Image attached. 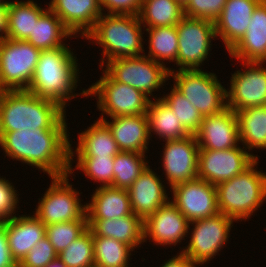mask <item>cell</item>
<instances>
[{
  "label": "cell",
  "instance_id": "cell-11",
  "mask_svg": "<svg viewBox=\"0 0 266 267\" xmlns=\"http://www.w3.org/2000/svg\"><path fill=\"white\" fill-rule=\"evenodd\" d=\"M176 29L179 70H198L209 54L211 39L216 37L215 22L184 16Z\"/></svg>",
  "mask_w": 266,
  "mask_h": 267
},
{
  "label": "cell",
  "instance_id": "cell-16",
  "mask_svg": "<svg viewBox=\"0 0 266 267\" xmlns=\"http://www.w3.org/2000/svg\"><path fill=\"white\" fill-rule=\"evenodd\" d=\"M163 167L171 188L198 178L199 146L195 135L167 140Z\"/></svg>",
  "mask_w": 266,
  "mask_h": 267
},
{
  "label": "cell",
  "instance_id": "cell-39",
  "mask_svg": "<svg viewBox=\"0 0 266 267\" xmlns=\"http://www.w3.org/2000/svg\"><path fill=\"white\" fill-rule=\"evenodd\" d=\"M79 168L93 180L102 182V186H113L114 157H78Z\"/></svg>",
  "mask_w": 266,
  "mask_h": 267
},
{
  "label": "cell",
  "instance_id": "cell-29",
  "mask_svg": "<svg viewBox=\"0 0 266 267\" xmlns=\"http://www.w3.org/2000/svg\"><path fill=\"white\" fill-rule=\"evenodd\" d=\"M71 35L61 19L48 8L34 24L32 36L27 41L42 51L65 46L61 39Z\"/></svg>",
  "mask_w": 266,
  "mask_h": 267
},
{
  "label": "cell",
  "instance_id": "cell-49",
  "mask_svg": "<svg viewBox=\"0 0 266 267\" xmlns=\"http://www.w3.org/2000/svg\"><path fill=\"white\" fill-rule=\"evenodd\" d=\"M4 89L2 88L1 84H0V98L2 97V94L4 93Z\"/></svg>",
  "mask_w": 266,
  "mask_h": 267
},
{
  "label": "cell",
  "instance_id": "cell-52",
  "mask_svg": "<svg viewBox=\"0 0 266 267\" xmlns=\"http://www.w3.org/2000/svg\"><path fill=\"white\" fill-rule=\"evenodd\" d=\"M0 3H8V2H6V1L4 2L3 0H0Z\"/></svg>",
  "mask_w": 266,
  "mask_h": 267
},
{
  "label": "cell",
  "instance_id": "cell-8",
  "mask_svg": "<svg viewBox=\"0 0 266 267\" xmlns=\"http://www.w3.org/2000/svg\"><path fill=\"white\" fill-rule=\"evenodd\" d=\"M98 93V95H97ZM97 95L98 107L111 118L146 114L150 99L134 87L114 81L105 71L82 95Z\"/></svg>",
  "mask_w": 266,
  "mask_h": 267
},
{
  "label": "cell",
  "instance_id": "cell-35",
  "mask_svg": "<svg viewBox=\"0 0 266 267\" xmlns=\"http://www.w3.org/2000/svg\"><path fill=\"white\" fill-rule=\"evenodd\" d=\"M144 154L120 151L114 157L113 187L128 190L148 166Z\"/></svg>",
  "mask_w": 266,
  "mask_h": 267
},
{
  "label": "cell",
  "instance_id": "cell-5",
  "mask_svg": "<svg viewBox=\"0 0 266 267\" xmlns=\"http://www.w3.org/2000/svg\"><path fill=\"white\" fill-rule=\"evenodd\" d=\"M141 22L138 15L107 14L100 16L85 36L100 44L108 61L140 56L143 52Z\"/></svg>",
  "mask_w": 266,
  "mask_h": 267
},
{
  "label": "cell",
  "instance_id": "cell-12",
  "mask_svg": "<svg viewBox=\"0 0 266 267\" xmlns=\"http://www.w3.org/2000/svg\"><path fill=\"white\" fill-rule=\"evenodd\" d=\"M233 218L218 213L215 216L193 221L195 223L190 243L181 251L195 264L212 259L229 238Z\"/></svg>",
  "mask_w": 266,
  "mask_h": 267
},
{
  "label": "cell",
  "instance_id": "cell-22",
  "mask_svg": "<svg viewBox=\"0 0 266 267\" xmlns=\"http://www.w3.org/2000/svg\"><path fill=\"white\" fill-rule=\"evenodd\" d=\"M229 54L243 62L266 61V0L257 5L246 33L229 50Z\"/></svg>",
  "mask_w": 266,
  "mask_h": 267
},
{
  "label": "cell",
  "instance_id": "cell-14",
  "mask_svg": "<svg viewBox=\"0 0 266 267\" xmlns=\"http://www.w3.org/2000/svg\"><path fill=\"white\" fill-rule=\"evenodd\" d=\"M172 190L171 202L190 223L219 213L216 185L196 178L175 185Z\"/></svg>",
  "mask_w": 266,
  "mask_h": 267
},
{
  "label": "cell",
  "instance_id": "cell-51",
  "mask_svg": "<svg viewBox=\"0 0 266 267\" xmlns=\"http://www.w3.org/2000/svg\"><path fill=\"white\" fill-rule=\"evenodd\" d=\"M90 267H101V266H98V265L94 264L93 266H90Z\"/></svg>",
  "mask_w": 266,
  "mask_h": 267
},
{
  "label": "cell",
  "instance_id": "cell-40",
  "mask_svg": "<svg viewBox=\"0 0 266 267\" xmlns=\"http://www.w3.org/2000/svg\"><path fill=\"white\" fill-rule=\"evenodd\" d=\"M226 2L227 0H189L184 6V15L215 22Z\"/></svg>",
  "mask_w": 266,
  "mask_h": 267
},
{
  "label": "cell",
  "instance_id": "cell-28",
  "mask_svg": "<svg viewBox=\"0 0 266 267\" xmlns=\"http://www.w3.org/2000/svg\"><path fill=\"white\" fill-rule=\"evenodd\" d=\"M45 11L31 0L8 2L6 38L27 41L32 36L34 24Z\"/></svg>",
  "mask_w": 266,
  "mask_h": 267
},
{
  "label": "cell",
  "instance_id": "cell-10",
  "mask_svg": "<svg viewBox=\"0 0 266 267\" xmlns=\"http://www.w3.org/2000/svg\"><path fill=\"white\" fill-rule=\"evenodd\" d=\"M68 174L53 176L52 185L38 203L35 216L46 226L74 220H87L86 205L80 204L78 192L68 184Z\"/></svg>",
  "mask_w": 266,
  "mask_h": 267
},
{
  "label": "cell",
  "instance_id": "cell-9",
  "mask_svg": "<svg viewBox=\"0 0 266 267\" xmlns=\"http://www.w3.org/2000/svg\"><path fill=\"white\" fill-rule=\"evenodd\" d=\"M105 72L114 81L130 85L145 96L152 95V91L160 88L170 76L163 62L157 63L145 55L108 61Z\"/></svg>",
  "mask_w": 266,
  "mask_h": 267
},
{
  "label": "cell",
  "instance_id": "cell-48",
  "mask_svg": "<svg viewBox=\"0 0 266 267\" xmlns=\"http://www.w3.org/2000/svg\"><path fill=\"white\" fill-rule=\"evenodd\" d=\"M176 1L179 2L184 7L189 0H176Z\"/></svg>",
  "mask_w": 266,
  "mask_h": 267
},
{
  "label": "cell",
  "instance_id": "cell-41",
  "mask_svg": "<svg viewBox=\"0 0 266 267\" xmlns=\"http://www.w3.org/2000/svg\"><path fill=\"white\" fill-rule=\"evenodd\" d=\"M57 258L58 253L45 236L31 248L20 263L26 267H45Z\"/></svg>",
  "mask_w": 266,
  "mask_h": 267
},
{
  "label": "cell",
  "instance_id": "cell-24",
  "mask_svg": "<svg viewBox=\"0 0 266 267\" xmlns=\"http://www.w3.org/2000/svg\"><path fill=\"white\" fill-rule=\"evenodd\" d=\"M112 122L103 121L113 134L119 151L145 153L150 137L146 114L113 117Z\"/></svg>",
  "mask_w": 266,
  "mask_h": 267
},
{
  "label": "cell",
  "instance_id": "cell-43",
  "mask_svg": "<svg viewBox=\"0 0 266 267\" xmlns=\"http://www.w3.org/2000/svg\"><path fill=\"white\" fill-rule=\"evenodd\" d=\"M143 0H99L101 9L107 8L109 14L139 15Z\"/></svg>",
  "mask_w": 266,
  "mask_h": 267
},
{
  "label": "cell",
  "instance_id": "cell-7",
  "mask_svg": "<svg viewBox=\"0 0 266 267\" xmlns=\"http://www.w3.org/2000/svg\"><path fill=\"white\" fill-rule=\"evenodd\" d=\"M41 50L24 40L0 41V84L5 91L28 90Z\"/></svg>",
  "mask_w": 266,
  "mask_h": 267
},
{
  "label": "cell",
  "instance_id": "cell-32",
  "mask_svg": "<svg viewBox=\"0 0 266 267\" xmlns=\"http://www.w3.org/2000/svg\"><path fill=\"white\" fill-rule=\"evenodd\" d=\"M141 24L149 28L176 26L184 15V7L176 0H143L139 13Z\"/></svg>",
  "mask_w": 266,
  "mask_h": 267
},
{
  "label": "cell",
  "instance_id": "cell-2",
  "mask_svg": "<svg viewBox=\"0 0 266 267\" xmlns=\"http://www.w3.org/2000/svg\"><path fill=\"white\" fill-rule=\"evenodd\" d=\"M64 108L27 90L4 91L0 98V131L67 128Z\"/></svg>",
  "mask_w": 266,
  "mask_h": 267
},
{
  "label": "cell",
  "instance_id": "cell-30",
  "mask_svg": "<svg viewBox=\"0 0 266 267\" xmlns=\"http://www.w3.org/2000/svg\"><path fill=\"white\" fill-rule=\"evenodd\" d=\"M146 116L149 133L155 131L159 137L166 141L191 135L179 122L174 111L161 98L155 102L150 100Z\"/></svg>",
  "mask_w": 266,
  "mask_h": 267
},
{
  "label": "cell",
  "instance_id": "cell-34",
  "mask_svg": "<svg viewBox=\"0 0 266 267\" xmlns=\"http://www.w3.org/2000/svg\"><path fill=\"white\" fill-rule=\"evenodd\" d=\"M94 264L101 267H128L133 248L110 237L93 236Z\"/></svg>",
  "mask_w": 266,
  "mask_h": 267
},
{
  "label": "cell",
  "instance_id": "cell-44",
  "mask_svg": "<svg viewBox=\"0 0 266 267\" xmlns=\"http://www.w3.org/2000/svg\"><path fill=\"white\" fill-rule=\"evenodd\" d=\"M16 264L9 250L4 224L0 223V267H14Z\"/></svg>",
  "mask_w": 266,
  "mask_h": 267
},
{
  "label": "cell",
  "instance_id": "cell-36",
  "mask_svg": "<svg viewBox=\"0 0 266 267\" xmlns=\"http://www.w3.org/2000/svg\"><path fill=\"white\" fill-rule=\"evenodd\" d=\"M161 99L174 111L179 122L191 135L199 131L203 116L179 90L173 86L170 95Z\"/></svg>",
  "mask_w": 266,
  "mask_h": 267
},
{
  "label": "cell",
  "instance_id": "cell-6",
  "mask_svg": "<svg viewBox=\"0 0 266 267\" xmlns=\"http://www.w3.org/2000/svg\"><path fill=\"white\" fill-rule=\"evenodd\" d=\"M170 76L176 81L174 87L195 106L201 115L217 114L227 108L226 89L213 73L198 70H179ZM226 99V101H225Z\"/></svg>",
  "mask_w": 266,
  "mask_h": 267
},
{
  "label": "cell",
  "instance_id": "cell-26",
  "mask_svg": "<svg viewBox=\"0 0 266 267\" xmlns=\"http://www.w3.org/2000/svg\"><path fill=\"white\" fill-rule=\"evenodd\" d=\"M86 204L87 219H115L132 215L128 191L113 186H101Z\"/></svg>",
  "mask_w": 266,
  "mask_h": 267
},
{
  "label": "cell",
  "instance_id": "cell-50",
  "mask_svg": "<svg viewBox=\"0 0 266 267\" xmlns=\"http://www.w3.org/2000/svg\"><path fill=\"white\" fill-rule=\"evenodd\" d=\"M14 267H26V266L22 265L21 263H17Z\"/></svg>",
  "mask_w": 266,
  "mask_h": 267
},
{
  "label": "cell",
  "instance_id": "cell-20",
  "mask_svg": "<svg viewBox=\"0 0 266 267\" xmlns=\"http://www.w3.org/2000/svg\"><path fill=\"white\" fill-rule=\"evenodd\" d=\"M262 0H227L215 21V34L229 51L246 33L251 16Z\"/></svg>",
  "mask_w": 266,
  "mask_h": 267
},
{
  "label": "cell",
  "instance_id": "cell-23",
  "mask_svg": "<svg viewBox=\"0 0 266 267\" xmlns=\"http://www.w3.org/2000/svg\"><path fill=\"white\" fill-rule=\"evenodd\" d=\"M2 223L6 230L9 250L16 263H20L31 248L45 237L46 226L34 215L15 216Z\"/></svg>",
  "mask_w": 266,
  "mask_h": 267
},
{
  "label": "cell",
  "instance_id": "cell-37",
  "mask_svg": "<svg viewBox=\"0 0 266 267\" xmlns=\"http://www.w3.org/2000/svg\"><path fill=\"white\" fill-rule=\"evenodd\" d=\"M58 258L67 267H90L94 265V246L91 230L88 228L81 236L75 239Z\"/></svg>",
  "mask_w": 266,
  "mask_h": 267
},
{
  "label": "cell",
  "instance_id": "cell-21",
  "mask_svg": "<svg viewBox=\"0 0 266 267\" xmlns=\"http://www.w3.org/2000/svg\"><path fill=\"white\" fill-rule=\"evenodd\" d=\"M49 9L73 34L81 31L85 37L102 14L99 0H52Z\"/></svg>",
  "mask_w": 266,
  "mask_h": 267
},
{
  "label": "cell",
  "instance_id": "cell-4",
  "mask_svg": "<svg viewBox=\"0 0 266 267\" xmlns=\"http://www.w3.org/2000/svg\"><path fill=\"white\" fill-rule=\"evenodd\" d=\"M257 160L243 172L216 185L219 213L242 221L266 199V174L254 169Z\"/></svg>",
  "mask_w": 266,
  "mask_h": 267
},
{
  "label": "cell",
  "instance_id": "cell-33",
  "mask_svg": "<svg viewBox=\"0 0 266 267\" xmlns=\"http://www.w3.org/2000/svg\"><path fill=\"white\" fill-rule=\"evenodd\" d=\"M149 33V54L147 57L157 63L159 60L176 61L178 56V32L176 26L146 28Z\"/></svg>",
  "mask_w": 266,
  "mask_h": 267
},
{
  "label": "cell",
  "instance_id": "cell-27",
  "mask_svg": "<svg viewBox=\"0 0 266 267\" xmlns=\"http://www.w3.org/2000/svg\"><path fill=\"white\" fill-rule=\"evenodd\" d=\"M119 152L111 130L101 120L79 134L77 157H115Z\"/></svg>",
  "mask_w": 266,
  "mask_h": 267
},
{
  "label": "cell",
  "instance_id": "cell-46",
  "mask_svg": "<svg viewBox=\"0 0 266 267\" xmlns=\"http://www.w3.org/2000/svg\"><path fill=\"white\" fill-rule=\"evenodd\" d=\"M7 21H8V3H0V41L6 38L7 31Z\"/></svg>",
  "mask_w": 266,
  "mask_h": 267
},
{
  "label": "cell",
  "instance_id": "cell-31",
  "mask_svg": "<svg viewBox=\"0 0 266 267\" xmlns=\"http://www.w3.org/2000/svg\"><path fill=\"white\" fill-rule=\"evenodd\" d=\"M240 141L249 150L266 148V106L236 111Z\"/></svg>",
  "mask_w": 266,
  "mask_h": 267
},
{
  "label": "cell",
  "instance_id": "cell-25",
  "mask_svg": "<svg viewBox=\"0 0 266 267\" xmlns=\"http://www.w3.org/2000/svg\"><path fill=\"white\" fill-rule=\"evenodd\" d=\"M92 236L110 237L133 249L144 242V221L135 214L115 219H87Z\"/></svg>",
  "mask_w": 266,
  "mask_h": 267
},
{
  "label": "cell",
  "instance_id": "cell-19",
  "mask_svg": "<svg viewBox=\"0 0 266 267\" xmlns=\"http://www.w3.org/2000/svg\"><path fill=\"white\" fill-rule=\"evenodd\" d=\"M133 214L143 221L169 201L159 177L147 167L127 190Z\"/></svg>",
  "mask_w": 266,
  "mask_h": 267
},
{
  "label": "cell",
  "instance_id": "cell-38",
  "mask_svg": "<svg viewBox=\"0 0 266 267\" xmlns=\"http://www.w3.org/2000/svg\"><path fill=\"white\" fill-rule=\"evenodd\" d=\"M88 229L87 220H74L68 222L46 225L45 236L59 254L68 247L75 239Z\"/></svg>",
  "mask_w": 266,
  "mask_h": 267
},
{
  "label": "cell",
  "instance_id": "cell-3",
  "mask_svg": "<svg viewBox=\"0 0 266 267\" xmlns=\"http://www.w3.org/2000/svg\"><path fill=\"white\" fill-rule=\"evenodd\" d=\"M68 47L42 50L27 91L65 108L77 85V63ZM72 95V96H70Z\"/></svg>",
  "mask_w": 266,
  "mask_h": 267
},
{
  "label": "cell",
  "instance_id": "cell-18",
  "mask_svg": "<svg viewBox=\"0 0 266 267\" xmlns=\"http://www.w3.org/2000/svg\"><path fill=\"white\" fill-rule=\"evenodd\" d=\"M190 221L169 202L144 220V241L149 236L160 245H176L187 235Z\"/></svg>",
  "mask_w": 266,
  "mask_h": 267
},
{
  "label": "cell",
  "instance_id": "cell-13",
  "mask_svg": "<svg viewBox=\"0 0 266 267\" xmlns=\"http://www.w3.org/2000/svg\"><path fill=\"white\" fill-rule=\"evenodd\" d=\"M257 158L243 148L199 149L198 178L218 185L247 169Z\"/></svg>",
  "mask_w": 266,
  "mask_h": 267
},
{
  "label": "cell",
  "instance_id": "cell-1",
  "mask_svg": "<svg viewBox=\"0 0 266 267\" xmlns=\"http://www.w3.org/2000/svg\"><path fill=\"white\" fill-rule=\"evenodd\" d=\"M66 128L0 131L6 155L47 172L50 177L72 174L73 151Z\"/></svg>",
  "mask_w": 266,
  "mask_h": 267
},
{
  "label": "cell",
  "instance_id": "cell-45",
  "mask_svg": "<svg viewBox=\"0 0 266 267\" xmlns=\"http://www.w3.org/2000/svg\"><path fill=\"white\" fill-rule=\"evenodd\" d=\"M195 263L184 253H180L176 257L171 258L161 267H195Z\"/></svg>",
  "mask_w": 266,
  "mask_h": 267
},
{
  "label": "cell",
  "instance_id": "cell-42",
  "mask_svg": "<svg viewBox=\"0 0 266 267\" xmlns=\"http://www.w3.org/2000/svg\"><path fill=\"white\" fill-rule=\"evenodd\" d=\"M15 191L8 180L0 178V223L15 217L12 216L18 203V194Z\"/></svg>",
  "mask_w": 266,
  "mask_h": 267
},
{
  "label": "cell",
  "instance_id": "cell-15",
  "mask_svg": "<svg viewBox=\"0 0 266 267\" xmlns=\"http://www.w3.org/2000/svg\"><path fill=\"white\" fill-rule=\"evenodd\" d=\"M250 66L245 72L237 71L231 77V87L226 91L227 107L236 111L266 106V69L260 62H243ZM258 66V67H257Z\"/></svg>",
  "mask_w": 266,
  "mask_h": 267
},
{
  "label": "cell",
  "instance_id": "cell-17",
  "mask_svg": "<svg viewBox=\"0 0 266 267\" xmlns=\"http://www.w3.org/2000/svg\"><path fill=\"white\" fill-rule=\"evenodd\" d=\"M199 149L225 150L237 147L240 141L236 112L230 108L204 116L195 134Z\"/></svg>",
  "mask_w": 266,
  "mask_h": 267
},
{
  "label": "cell",
  "instance_id": "cell-47",
  "mask_svg": "<svg viewBox=\"0 0 266 267\" xmlns=\"http://www.w3.org/2000/svg\"><path fill=\"white\" fill-rule=\"evenodd\" d=\"M45 267H67L59 258L51 261Z\"/></svg>",
  "mask_w": 266,
  "mask_h": 267
}]
</instances>
